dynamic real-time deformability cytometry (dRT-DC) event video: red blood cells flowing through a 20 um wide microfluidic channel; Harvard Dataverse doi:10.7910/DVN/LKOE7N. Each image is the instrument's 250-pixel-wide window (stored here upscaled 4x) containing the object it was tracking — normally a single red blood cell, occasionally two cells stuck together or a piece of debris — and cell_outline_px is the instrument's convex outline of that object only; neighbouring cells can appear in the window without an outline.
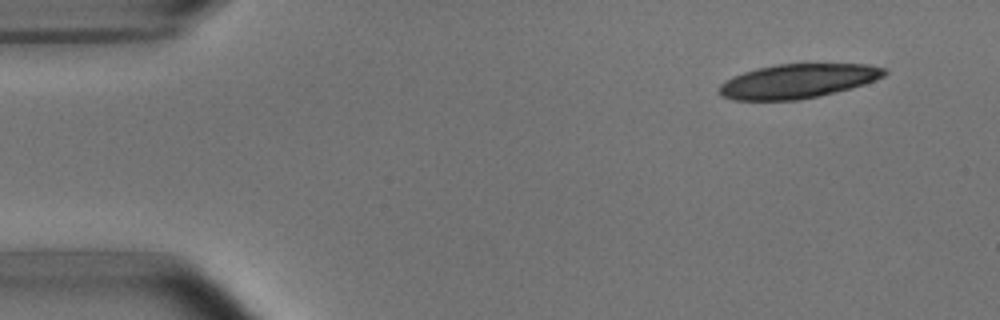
{"species": "common noctule bat (a hibernating species)", "species_latin": "Nyctalus noctula", "temperature_condition": "room temperature", "stored_images_in_passage": 7, "camera_frame_rate_fps": 3000, "um_per_image_px": 0.085, "animal": {"sex": "male", "body_mass_g": 15.6}, "frame": {"image": 1, "passage_image": 2, "time_ms": 1.0, "image_size_px": [1000, 320], "cell_outline_px": [[888, 72], [884, 76], [876, 80], [852, 88], [836, 92], [800, 100], [732, 100], [720, 96], [720, 84], [732, 76], [756, 68], [776, 64], [868, 64], [888, 68]], "centroid_in_image_um": [67.84, 6.89], "position_along_channel_um": 17.2, "area_um2": 33.18}}
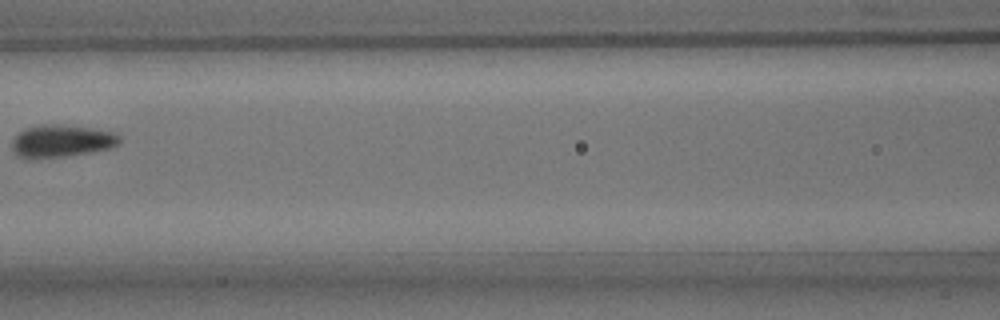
{"frame": {"image": 2, "passage_image": 7, "time_ms": 7.667, "image_size_px": [1000, 320], "cell_outline_px": [[120, 144], [112, 148], [92, 152], [64, 156], [32, 160], [28, 160], [16, 156], [12, 148], [12, 140], [24, 128], [40, 124], [56, 124], [88, 128], [112, 132], [120, 136]], "centroid_in_image_um": [5.18, 12.01], "position_along_channel_um": 161.4, "area_um2": 20.58}}